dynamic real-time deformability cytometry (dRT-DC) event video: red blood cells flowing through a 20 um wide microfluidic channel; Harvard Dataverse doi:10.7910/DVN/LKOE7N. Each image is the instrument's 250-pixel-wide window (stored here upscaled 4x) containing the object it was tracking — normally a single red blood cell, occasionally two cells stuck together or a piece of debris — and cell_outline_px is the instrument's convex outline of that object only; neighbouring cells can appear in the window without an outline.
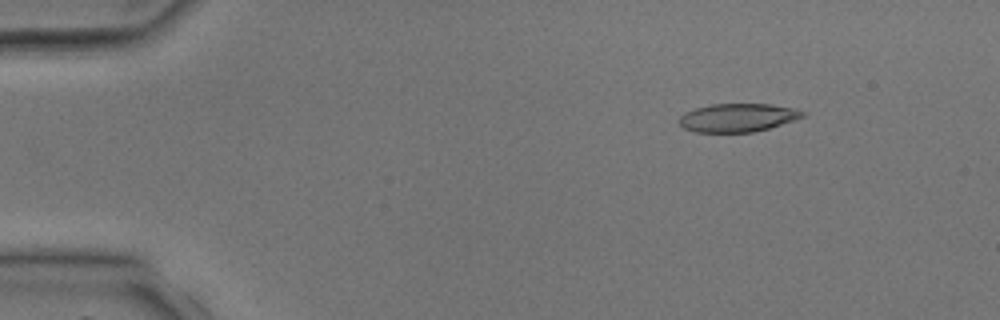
{"species": "common noctule bat (a hibernating species)", "species_latin": "Nyctalus noctula", "temperature_condition": "room temperature", "stored_images_in_passage": 3, "camera_frame_rate_fps": 3000, "um_per_image_px": 0.085, "animal": {"sex": "male", "body_mass_g": 17.9, "forearm_length_mm": 54.2}, "frame": {"image": 1, "passage_image": 2, "time_ms": 1.0, "image_size_px": [1000, 320], "cell_outline_px": [[804, 116], [768, 128], [752, 132], [696, 132], [684, 128], [680, 124], [680, 116], [684, 112], [696, 108], [712, 104], [772, 104], [796, 108], [804, 112]], "centroid_in_image_um": [62.69, 9.99], "position_along_channel_um": 22.3, "area_um2": 20.17}}